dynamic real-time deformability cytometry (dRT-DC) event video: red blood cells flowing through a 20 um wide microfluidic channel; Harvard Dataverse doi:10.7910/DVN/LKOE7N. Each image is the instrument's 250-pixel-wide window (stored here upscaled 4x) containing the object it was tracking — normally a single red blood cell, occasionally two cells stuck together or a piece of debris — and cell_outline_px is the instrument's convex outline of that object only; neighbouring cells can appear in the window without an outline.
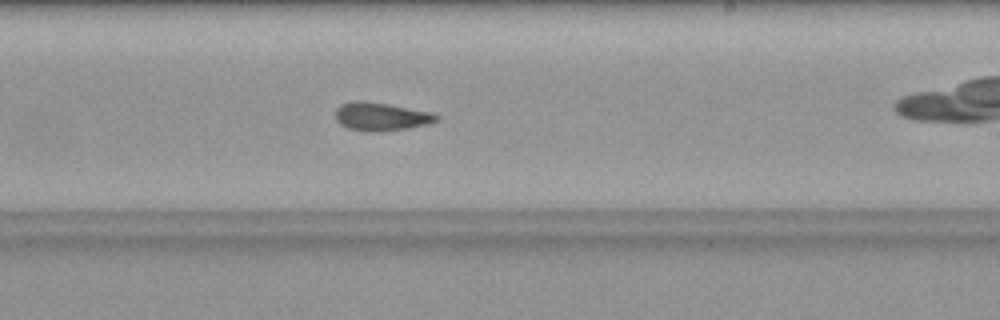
{"species": "common noctule bat (a hibernating species)", "species_latin": "Nyctalus noctula", "temperature_condition": "warm", "stored_images_in_passage": 39, "camera_frame_rate_fps": 3000, "um_per_image_px": 0.085, "animal": {"sex": "female", "body_mass_g": 19.9}, "frame": {"image": 1, "passage_image": 23, "time_ms": 7.333, "image_size_px": [1000, 320], "cell_outline_px": [[440, 120], [408, 128], [380, 132], [368, 132], [348, 128], [340, 124], [336, 120], [336, 108], [340, 104], [356, 100], [364, 100], [388, 104], [432, 112], [440, 116]], "centroid_in_image_um": [32.38, 9.9], "position_along_channel_um": 256.6, "area_um2": 16.76}}